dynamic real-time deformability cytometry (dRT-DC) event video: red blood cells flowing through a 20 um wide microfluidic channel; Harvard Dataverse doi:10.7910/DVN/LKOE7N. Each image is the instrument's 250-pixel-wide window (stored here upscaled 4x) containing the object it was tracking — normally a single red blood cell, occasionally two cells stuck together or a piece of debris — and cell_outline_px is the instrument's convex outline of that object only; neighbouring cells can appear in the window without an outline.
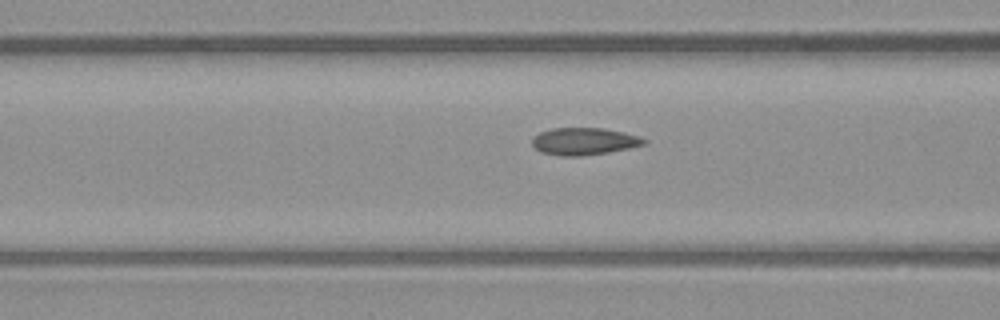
{"species": "common noctule bat (a hibernating species)", "species_latin": "Nyctalus noctula", "temperature_condition": "warm", "stored_images_in_passage": 42, "camera_frame_rate_fps": 3000, "um_per_image_px": 0.085, "animal": {"sex": "male", "body_mass_g": 23.1, "forearm_length_mm": 52.7}, "frame": {"image": 1, "passage_image": 21, "time_ms": 6.667, "image_size_px": [1000, 320], "cell_outline_px": [[648, 144], [608, 152], [580, 156], [560, 156], [540, 152], [532, 144], [532, 140], [540, 132], [552, 128], [604, 128], [624, 132], [640, 136], [648, 140]], "centroid_in_image_um": [49.69, 12.01], "position_along_channel_um": 116.9, "area_um2": 17.8}}
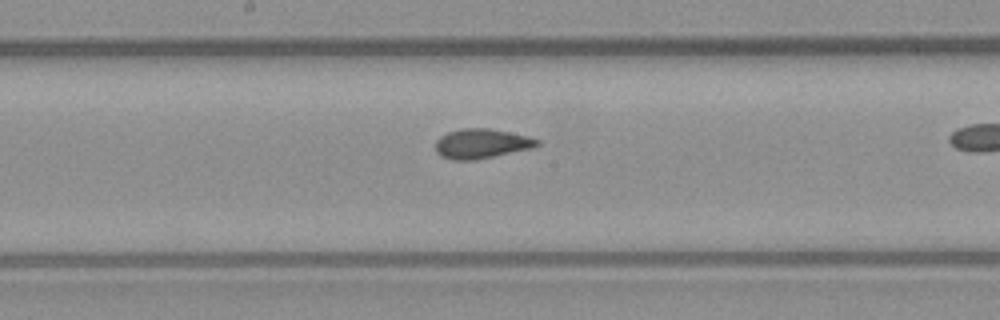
{"frame": {"image": 2, "passage_image": 28, "time_ms": 9.0, "image_size_px": [1000, 320], "cell_outline_px": [[540, 144], [532, 148], [472, 160], [452, 160], [440, 156], [436, 152], [436, 140], [440, 136], [448, 132], [460, 128], [488, 128], [528, 136], [540, 140]], "centroid_in_image_um": [40.9, 12.2], "position_along_channel_um": 207.3, "area_um2": 17.46}}
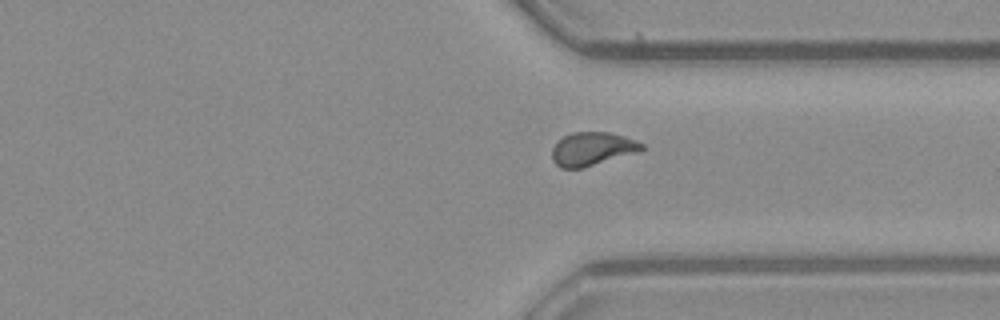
{"frame": {"image": 3, "passage_image": 40, "time_ms": 13.0, "image_size_px": [1000, 320], "cell_outline_px": [[644, 148], [636, 152], [584, 168], [560, 168], [552, 160], [552, 148], [556, 140], [572, 132], [608, 132], [624, 136], [644, 144]], "centroid_in_image_um": [50.28, 12.65], "position_along_channel_um": 361.1, "area_um2": 17.46}}